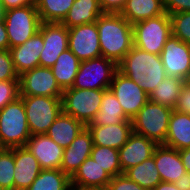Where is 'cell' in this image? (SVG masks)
Returning <instances> with one entry per match:
<instances>
[{
    "label": "cell",
    "instance_id": "obj_1",
    "mask_svg": "<svg viewBox=\"0 0 190 190\" xmlns=\"http://www.w3.org/2000/svg\"><path fill=\"white\" fill-rule=\"evenodd\" d=\"M96 25L102 56L118 65L134 46L132 24L119 13H103Z\"/></svg>",
    "mask_w": 190,
    "mask_h": 190
},
{
    "label": "cell",
    "instance_id": "obj_2",
    "mask_svg": "<svg viewBox=\"0 0 190 190\" xmlns=\"http://www.w3.org/2000/svg\"><path fill=\"white\" fill-rule=\"evenodd\" d=\"M118 70L129 77L148 94L166 77L160 55L133 46L118 64Z\"/></svg>",
    "mask_w": 190,
    "mask_h": 190
},
{
    "label": "cell",
    "instance_id": "obj_3",
    "mask_svg": "<svg viewBox=\"0 0 190 190\" xmlns=\"http://www.w3.org/2000/svg\"><path fill=\"white\" fill-rule=\"evenodd\" d=\"M30 137L24 102L18 97L0 110V142L11 149L25 146Z\"/></svg>",
    "mask_w": 190,
    "mask_h": 190
},
{
    "label": "cell",
    "instance_id": "obj_4",
    "mask_svg": "<svg viewBox=\"0 0 190 190\" xmlns=\"http://www.w3.org/2000/svg\"><path fill=\"white\" fill-rule=\"evenodd\" d=\"M172 111L170 107L148 101L131 119L133 132L158 145L164 144Z\"/></svg>",
    "mask_w": 190,
    "mask_h": 190
},
{
    "label": "cell",
    "instance_id": "obj_5",
    "mask_svg": "<svg viewBox=\"0 0 190 190\" xmlns=\"http://www.w3.org/2000/svg\"><path fill=\"white\" fill-rule=\"evenodd\" d=\"M132 28L134 46L156 55L161 54L164 44L172 35L170 15L167 12L136 22Z\"/></svg>",
    "mask_w": 190,
    "mask_h": 190
},
{
    "label": "cell",
    "instance_id": "obj_6",
    "mask_svg": "<svg viewBox=\"0 0 190 190\" xmlns=\"http://www.w3.org/2000/svg\"><path fill=\"white\" fill-rule=\"evenodd\" d=\"M105 91L100 89L67 88L63 90L61 97L62 112L87 126L99 112Z\"/></svg>",
    "mask_w": 190,
    "mask_h": 190
},
{
    "label": "cell",
    "instance_id": "obj_7",
    "mask_svg": "<svg viewBox=\"0 0 190 190\" xmlns=\"http://www.w3.org/2000/svg\"><path fill=\"white\" fill-rule=\"evenodd\" d=\"M41 23L36 4L6 10L4 24L8 35L9 48L24 44L39 31Z\"/></svg>",
    "mask_w": 190,
    "mask_h": 190
},
{
    "label": "cell",
    "instance_id": "obj_8",
    "mask_svg": "<svg viewBox=\"0 0 190 190\" xmlns=\"http://www.w3.org/2000/svg\"><path fill=\"white\" fill-rule=\"evenodd\" d=\"M24 102L31 135L46 134L62 112L61 97L20 96Z\"/></svg>",
    "mask_w": 190,
    "mask_h": 190
},
{
    "label": "cell",
    "instance_id": "obj_9",
    "mask_svg": "<svg viewBox=\"0 0 190 190\" xmlns=\"http://www.w3.org/2000/svg\"><path fill=\"white\" fill-rule=\"evenodd\" d=\"M118 65L103 56L81 61L72 88L107 90Z\"/></svg>",
    "mask_w": 190,
    "mask_h": 190
},
{
    "label": "cell",
    "instance_id": "obj_10",
    "mask_svg": "<svg viewBox=\"0 0 190 190\" xmlns=\"http://www.w3.org/2000/svg\"><path fill=\"white\" fill-rule=\"evenodd\" d=\"M118 99L124 114L132 119L149 101V95L129 77L117 70L109 88Z\"/></svg>",
    "mask_w": 190,
    "mask_h": 190
},
{
    "label": "cell",
    "instance_id": "obj_11",
    "mask_svg": "<svg viewBox=\"0 0 190 190\" xmlns=\"http://www.w3.org/2000/svg\"><path fill=\"white\" fill-rule=\"evenodd\" d=\"M20 96L62 97L51 68L35 67L19 75Z\"/></svg>",
    "mask_w": 190,
    "mask_h": 190
},
{
    "label": "cell",
    "instance_id": "obj_12",
    "mask_svg": "<svg viewBox=\"0 0 190 190\" xmlns=\"http://www.w3.org/2000/svg\"><path fill=\"white\" fill-rule=\"evenodd\" d=\"M68 48L80 61L102 56L96 22L68 28Z\"/></svg>",
    "mask_w": 190,
    "mask_h": 190
},
{
    "label": "cell",
    "instance_id": "obj_13",
    "mask_svg": "<svg viewBox=\"0 0 190 190\" xmlns=\"http://www.w3.org/2000/svg\"><path fill=\"white\" fill-rule=\"evenodd\" d=\"M39 32L44 41L39 66L51 68L59 55L68 49V28L62 23L42 22Z\"/></svg>",
    "mask_w": 190,
    "mask_h": 190
},
{
    "label": "cell",
    "instance_id": "obj_14",
    "mask_svg": "<svg viewBox=\"0 0 190 190\" xmlns=\"http://www.w3.org/2000/svg\"><path fill=\"white\" fill-rule=\"evenodd\" d=\"M167 76L186 81L190 73V44L171 35L160 54Z\"/></svg>",
    "mask_w": 190,
    "mask_h": 190
},
{
    "label": "cell",
    "instance_id": "obj_15",
    "mask_svg": "<svg viewBox=\"0 0 190 190\" xmlns=\"http://www.w3.org/2000/svg\"><path fill=\"white\" fill-rule=\"evenodd\" d=\"M25 147L36 157L42 169H61L64 148L47 134L31 135Z\"/></svg>",
    "mask_w": 190,
    "mask_h": 190
},
{
    "label": "cell",
    "instance_id": "obj_16",
    "mask_svg": "<svg viewBox=\"0 0 190 190\" xmlns=\"http://www.w3.org/2000/svg\"><path fill=\"white\" fill-rule=\"evenodd\" d=\"M157 145L153 140L133 132L118 150L122 172L152 157Z\"/></svg>",
    "mask_w": 190,
    "mask_h": 190
},
{
    "label": "cell",
    "instance_id": "obj_17",
    "mask_svg": "<svg viewBox=\"0 0 190 190\" xmlns=\"http://www.w3.org/2000/svg\"><path fill=\"white\" fill-rule=\"evenodd\" d=\"M93 145L91 132L85 127L69 147L64 148L61 170L71 177L80 165L90 157Z\"/></svg>",
    "mask_w": 190,
    "mask_h": 190
},
{
    "label": "cell",
    "instance_id": "obj_18",
    "mask_svg": "<svg viewBox=\"0 0 190 190\" xmlns=\"http://www.w3.org/2000/svg\"><path fill=\"white\" fill-rule=\"evenodd\" d=\"M91 132L94 145L107 146L119 150L133 133L132 121L125 120L123 123L115 125H95L86 126Z\"/></svg>",
    "mask_w": 190,
    "mask_h": 190
},
{
    "label": "cell",
    "instance_id": "obj_19",
    "mask_svg": "<svg viewBox=\"0 0 190 190\" xmlns=\"http://www.w3.org/2000/svg\"><path fill=\"white\" fill-rule=\"evenodd\" d=\"M14 190H27L41 172L42 168L36 157L25 147L13 148Z\"/></svg>",
    "mask_w": 190,
    "mask_h": 190
},
{
    "label": "cell",
    "instance_id": "obj_20",
    "mask_svg": "<svg viewBox=\"0 0 190 190\" xmlns=\"http://www.w3.org/2000/svg\"><path fill=\"white\" fill-rule=\"evenodd\" d=\"M43 47V36L38 31L24 44L9 48L13 65L18 75L35 67H39V59Z\"/></svg>",
    "mask_w": 190,
    "mask_h": 190
},
{
    "label": "cell",
    "instance_id": "obj_21",
    "mask_svg": "<svg viewBox=\"0 0 190 190\" xmlns=\"http://www.w3.org/2000/svg\"><path fill=\"white\" fill-rule=\"evenodd\" d=\"M153 157L160 178L164 182L174 183L187 173L177 149L160 144L155 148Z\"/></svg>",
    "mask_w": 190,
    "mask_h": 190
},
{
    "label": "cell",
    "instance_id": "obj_22",
    "mask_svg": "<svg viewBox=\"0 0 190 190\" xmlns=\"http://www.w3.org/2000/svg\"><path fill=\"white\" fill-rule=\"evenodd\" d=\"M110 180L111 176L90 156L71 176V186L78 190L106 188Z\"/></svg>",
    "mask_w": 190,
    "mask_h": 190
},
{
    "label": "cell",
    "instance_id": "obj_23",
    "mask_svg": "<svg viewBox=\"0 0 190 190\" xmlns=\"http://www.w3.org/2000/svg\"><path fill=\"white\" fill-rule=\"evenodd\" d=\"M163 145L177 150L190 148V116L187 113L173 109Z\"/></svg>",
    "mask_w": 190,
    "mask_h": 190
},
{
    "label": "cell",
    "instance_id": "obj_24",
    "mask_svg": "<svg viewBox=\"0 0 190 190\" xmlns=\"http://www.w3.org/2000/svg\"><path fill=\"white\" fill-rule=\"evenodd\" d=\"M85 127L86 126L82 122L61 112L46 134L56 144L63 148H67Z\"/></svg>",
    "mask_w": 190,
    "mask_h": 190
},
{
    "label": "cell",
    "instance_id": "obj_25",
    "mask_svg": "<svg viewBox=\"0 0 190 190\" xmlns=\"http://www.w3.org/2000/svg\"><path fill=\"white\" fill-rule=\"evenodd\" d=\"M165 13L163 0H127L119 14L133 25Z\"/></svg>",
    "mask_w": 190,
    "mask_h": 190
},
{
    "label": "cell",
    "instance_id": "obj_26",
    "mask_svg": "<svg viewBox=\"0 0 190 190\" xmlns=\"http://www.w3.org/2000/svg\"><path fill=\"white\" fill-rule=\"evenodd\" d=\"M103 13L100 0H75L61 23L67 28L95 23Z\"/></svg>",
    "mask_w": 190,
    "mask_h": 190
},
{
    "label": "cell",
    "instance_id": "obj_27",
    "mask_svg": "<svg viewBox=\"0 0 190 190\" xmlns=\"http://www.w3.org/2000/svg\"><path fill=\"white\" fill-rule=\"evenodd\" d=\"M81 61L69 48L62 52L51 67L57 84L62 90L73 86Z\"/></svg>",
    "mask_w": 190,
    "mask_h": 190
},
{
    "label": "cell",
    "instance_id": "obj_28",
    "mask_svg": "<svg viewBox=\"0 0 190 190\" xmlns=\"http://www.w3.org/2000/svg\"><path fill=\"white\" fill-rule=\"evenodd\" d=\"M129 119L123 111L118 99L110 89L103 93L99 112L90 124L105 126L123 123Z\"/></svg>",
    "mask_w": 190,
    "mask_h": 190
},
{
    "label": "cell",
    "instance_id": "obj_29",
    "mask_svg": "<svg viewBox=\"0 0 190 190\" xmlns=\"http://www.w3.org/2000/svg\"><path fill=\"white\" fill-rule=\"evenodd\" d=\"M184 84L185 81L178 77L167 76L150 93L149 101L174 109Z\"/></svg>",
    "mask_w": 190,
    "mask_h": 190
},
{
    "label": "cell",
    "instance_id": "obj_30",
    "mask_svg": "<svg viewBox=\"0 0 190 190\" xmlns=\"http://www.w3.org/2000/svg\"><path fill=\"white\" fill-rule=\"evenodd\" d=\"M123 174L141 187L149 190H153L162 181L153 156L127 169Z\"/></svg>",
    "mask_w": 190,
    "mask_h": 190
},
{
    "label": "cell",
    "instance_id": "obj_31",
    "mask_svg": "<svg viewBox=\"0 0 190 190\" xmlns=\"http://www.w3.org/2000/svg\"><path fill=\"white\" fill-rule=\"evenodd\" d=\"M71 177L61 169H42L27 190H68Z\"/></svg>",
    "mask_w": 190,
    "mask_h": 190
},
{
    "label": "cell",
    "instance_id": "obj_32",
    "mask_svg": "<svg viewBox=\"0 0 190 190\" xmlns=\"http://www.w3.org/2000/svg\"><path fill=\"white\" fill-rule=\"evenodd\" d=\"M75 0H39L36 4L41 22L61 23Z\"/></svg>",
    "mask_w": 190,
    "mask_h": 190
},
{
    "label": "cell",
    "instance_id": "obj_33",
    "mask_svg": "<svg viewBox=\"0 0 190 190\" xmlns=\"http://www.w3.org/2000/svg\"><path fill=\"white\" fill-rule=\"evenodd\" d=\"M111 177L123 174L117 149L93 145L90 155Z\"/></svg>",
    "mask_w": 190,
    "mask_h": 190
},
{
    "label": "cell",
    "instance_id": "obj_34",
    "mask_svg": "<svg viewBox=\"0 0 190 190\" xmlns=\"http://www.w3.org/2000/svg\"><path fill=\"white\" fill-rule=\"evenodd\" d=\"M15 160L13 148L0 150V190H14Z\"/></svg>",
    "mask_w": 190,
    "mask_h": 190
},
{
    "label": "cell",
    "instance_id": "obj_35",
    "mask_svg": "<svg viewBox=\"0 0 190 190\" xmlns=\"http://www.w3.org/2000/svg\"><path fill=\"white\" fill-rule=\"evenodd\" d=\"M169 15L172 35L184 43L190 44V12H178Z\"/></svg>",
    "mask_w": 190,
    "mask_h": 190
},
{
    "label": "cell",
    "instance_id": "obj_36",
    "mask_svg": "<svg viewBox=\"0 0 190 190\" xmlns=\"http://www.w3.org/2000/svg\"><path fill=\"white\" fill-rule=\"evenodd\" d=\"M20 97L19 80L0 81V110Z\"/></svg>",
    "mask_w": 190,
    "mask_h": 190
},
{
    "label": "cell",
    "instance_id": "obj_37",
    "mask_svg": "<svg viewBox=\"0 0 190 190\" xmlns=\"http://www.w3.org/2000/svg\"><path fill=\"white\" fill-rule=\"evenodd\" d=\"M4 80H19L9 49L0 50V81Z\"/></svg>",
    "mask_w": 190,
    "mask_h": 190
},
{
    "label": "cell",
    "instance_id": "obj_38",
    "mask_svg": "<svg viewBox=\"0 0 190 190\" xmlns=\"http://www.w3.org/2000/svg\"><path fill=\"white\" fill-rule=\"evenodd\" d=\"M107 190H149L141 187L136 182L130 180L125 174H119L111 177L110 182L107 184Z\"/></svg>",
    "mask_w": 190,
    "mask_h": 190
},
{
    "label": "cell",
    "instance_id": "obj_39",
    "mask_svg": "<svg viewBox=\"0 0 190 190\" xmlns=\"http://www.w3.org/2000/svg\"><path fill=\"white\" fill-rule=\"evenodd\" d=\"M174 110L188 113L190 111V85L186 82L181 88L180 95Z\"/></svg>",
    "mask_w": 190,
    "mask_h": 190
},
{
    "label": "cell",
    "instance_id": "obj_40",
    "mask_svg": "<svg viewBox=\"0 0 190 190\" xmlns=\"http://www.w3.org/2000/svg\"><path fill=\"white\" fill-rule=\"evenodd\" d=\"M163 2L168 14L190 12V0H163Z\"/></svg>",
    "mask_w": 190,
    "mask_h": 190
},
{
    "label": "cell",
    "instance_id": "obj_41",
    "mask_svg": "<svg viewBox=\"0 0 190 190\" xmlns=\"http://www.w3.org/2000/svg\"><path fill=\"white\" fill-rule=\"evenodd\" d=\"M127 0H100V7L104 13H120Z\"/></svg>",
    "mask_w": 190,
    "mask_h": 190
},
{
    "label": "cell",
    "instance_id": "obj_42",
    "mask_svg": "<svg viewBox=\"0 0 190 190\" xmlns=\"http://www.w3.org/2000/svg\"><path fill=\"white\" fill-rule=\"evenodd\" d=\"M3 7L6 10L13 8L24 7L29 4H33L30 0H1Z\"/></svg>",
    "mask_w": 190,
    "mask_h": 190
},
{
    "label": "cell",
    "instance_id": "obj_43",
    "mask_svg": "<svg viewBox=\"0 0 190 190\" xmlns=\"http://www.w3.org/2000/svg\"><path fill=\"white\" fill-rule=\"evenodd\" d=\"M8 49H9V40L3 19L0 20V50H8Z\"/></svg>",
    "mask_w": 190,
    "mask_h": 190
},
{
    "label": "cell",
    "instance_id": "obj_44",
    "mask_svg": "<svg viewBox=\"0 0 190 190\" xmlns=\"http://www.w3.org/2000/svg\"><path fill=\"white\" fill-rule=\"evenodd\" d=\"M174 184L180 190H190V174H183L177 181L174 182Z\"/></svg>",
    "mask_w": 190,
    "mask_h": 190
},
{
    "label": "cell",
    "instance_id": "obj_45",
    "mask_svg": "<svg viewBox=\"0 0 190 190\" xmlns=\"http://www.w3.org/2000/svg\"><path fill=\"white\" fill-rule=\"evenodd\" d=\"M187 173H190V148L178 150Z\"/></svg>",
    "mask_w": 190,
    "mask_h": 190
},
{
    "label": "cell",
    "instance_id": "obj_46",
    "mask_svg": "<svg viewBox=\"0 0 190 190\" xmlns=\"http://www.w3.org/2000/svg\"><path fill=\"white\" fill-rule=\"evenodd\" d=\"M153 190H180L174 183L161 181Z\"/></svg>",
    "mask_w": 190,
    "mask_h": 190
},
{
    "label": "cell",
    "instance_id": "obj_47",
    "mask_svg": "<svg viewBox=\"0 0 190 190\" xmlns=\"http://www.w3.org/2000/svg\"><path fill=\"white\" fill-rule=\"evenodd\" d=\"M4 15H5V9L3 7L2 1L0 0V20L4 19Z\"/></svg>",
    "mask_w": 190,
    "mask_h": 190
},
{
    "label": "cell",
    "instance_id": "obj_48",
    "mask_svg": "<svg viewBox=\"0 0 190 190\" xmlns=\"http://www.w3.org/2000/svg\"><path fill=\"white\" fill-rule=\"evenodd\" d=\"M188 85H190V73L189 76L187 77L186 81H185Z\"/></svg>",
    "mask_w": 190,
    "mask_h": 190
},
{
    "label": "cell",
    "instance_id": "obj_49",
    "mask_svg": "<svg viewBox=\"0 0 190 190\" xmlns=\"http://www.w3.org/2000/svg\"><path fill=\"white\" fill-rule=\"evenodd\" d=\"M85 190H107L106 188L85 189Z\"/></svg>",
    "mask_w": 190,
    "mask_h": 190
},
{
    "label": "cell",
    "instance_id": "obj_50",
    "mask_svg": "<svg viewBox=\"0 0 190 190\" xmlns=\"http://www.w3.org/2000/svg\"><path fill=\"white\" fill-rule=\"evenodd\" d=\"M33 4H37L39 0H30Z\"/></svg>",
    "mask_w": 190,
    "mask_h": 190
},
{
    "label": "cell",
    "instance_id": "obj_51",
    "mask_svg": "<svg viewBox=\"0 0 190 190\" xmlns=\"http://www.w3.org/2000/svg\"><path fill=\"white\" fill-rule=\"evenodd\" d=\"M68 190H78V189L75 188L74 186H71Z\"/></svg>",
    "mask_w": 190,
    "mask_h": 190
}]
</instances>
